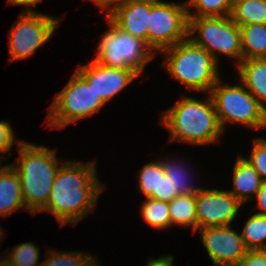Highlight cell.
Instances as JSON below:
<instances>
[{
	"mask_svg": "<svg viewBox=\"0 0 266 266\" xmlns=\"http://www.w3.org/2000/svg\"><path fill=\"white\" fill-rule=\"evenodd\" d=\"M46 207L61 225H76L95 210L105 185L97 178L95 161L86 163L67 160L61 162Z\"/></svg>",
	"mask_w": 266,
	"mask_h": 266,
	"instance_id": "6da1fadb",
	"label": "cell"
},
{
	"mask_svg": "<svg viewBox=\"0 0 266 266\" xmlns=\"http://www.w3.org/2000/svg\"><path fill=\"white\" fill-rule=\"evenodd\" d=\"M19 156L11 166L17 171L27 210L41 212L47 205L54 179L59 170L55 149L19 140Z\"/></svg>",
	"mask_w": 266,
	"mask_h": 266,
	"instance_id": "7a4b0ae2",
	"label": "cell"
},
{
	"mask_svg": "<svg viewBox=\"0 0 266 266\" xmlns=\"http://www.w3.org/2000/svg\"><path fill=\"white\" fill-rule=\"evenodd\" d=\"M161 125L169 130L170 140L191 145L214 143L223 133L210 95L205 102L182 96L163 112Z\"/></svg>",
	"mask_w": 266,
	"mask_h": 266,
	"instance_id": "3957f363",
	"label": "cell"
},
{
	"mask_svg": "<svg viewBox=\"0 0 266 266\" xmlns=\"http://www.w3.org/2000/svg\"><path fill=\"white\" fill-rule=\"evenodd\" d=\"M160 53L167 56L163 64L169 75L188 89L207 94L220 79L219 63L189 38Z\"/></svg>",
	"mask_w": 266,
	"mask_h": 266,
	"instance_id": "277c9868",
	"label": "cell"
},
{
	"mask_svg": "<svg viewBox=\"0 0 266 266\" xmlns=\"http://www.w3.org/2000/svg\"><path fill=\"white\" fill-rule=\"evenodd\" d=\"M93 87L77 72L55 95L48 107L47 124L50 129L62 128L100 111L105 106Z\"/></svg>",
	"mask_w": 266,
	"mask_h": 266,
	"instance_id": "5b68a950",
	"label": "cell"
},
{
	"mask_svg": "<svg viewBox=\"0 0 266 266\" xmlns=\"http://www.w3.org/2000/svg\"><path fill=\"white\" fill-rule=\"evenodd\" d=\"M222 84L219 79L209 92L222 130L227 121L256 130L266 128V111L246 87Z\"/></svg>",
	"mask_w": 266,
	"mask_h": 266,
	"instance_id": "8992f818",
	"label": "cell"
},
{
	"mask_svg": "<svg viewBox=\"0 0 266 266\" xmlns=\"http://www.w3.org/2000/svg\"><path fill=\"white\" fill-rule=\"evenodd\" d=\"M106 19L110 27L98 43L95 60L107 67L133 69L142 74L145 66L156 57L155 52L145 41L127 34L107 16Z\"/></svg>",
	"mask_w": 266,
	"mask_h": 266,
	"instance_id": "52a82bcc",
	"label": "cell"
},
{
	"mask_svg": "<svg viewBox=\"0 0 266 266\" xmlns=\"http://www.w3.org/2000/svg\"><path fill=\"white\" fill-rule=\"evenodd\" d=\"M188 18V38L195 45L210 53L217 63L219 61L218 53L236 59V66L243 60L241 31L230 15ZM196 32H198V36H194Z\"/></svg>",
	"mask_w": 266,
	"mask_h": 266,
	"instance_id": "ba28073f",
	"label": "cell"
},
{
	"mask_svg": "<svg viewBox=\"0 0 266 266\" xmlns=\"http://www.w3.org/2000/svg\"><path fill=\"white\" fill-rule=\"evenodd\" d=\"M189 18L186 2L183 4L164 1L151 2L147 45L153 51L172 47L189 36Z\"/></svg>",
	"mask_w": 266,
	"mask_h": 266,
	"instance_id": "9c48e42d",
	"label": "cell"
},
{
	"mask_svg": "<svg viewBox=\"0 0 266 266\" xmlns=\"http://www.w3.org/2000/svg\"><path fill=\"white\" fill-rule=\"evenodd\" d=\"M9 33V61L30 57L55 32L60 20L52 16L22 9Z\"/></svg>",
	"mask_w": 266,
	"mask_h": 266,
	"instance_id": "30bf717a",
	"label": "cell"
},
{
	"mask_svg": "<svg viewBox=\"0 0 266 266\" xmlns=\"http://www.w3.org/2000/svg\"><path fill=\"white\" fill-rule=\"evenodd\" d=\"M197 229L228 226L243 205L228 190L200 188L195 194Z\"/></svg>",
	"mask_w": 266,
	"mask_h": 266,
	"instance_id": "8fae6325",
	"label": "cell"
},
{
	"mask_svg": "<svg viewBox=\"0 0 266 266\" xmlns=\"http://www.w3.org/2000/svg\"><path fill=\"white\" fill-rule=\"evenodd\" d=\"M215 266H235L248 251L241 234L231 225L197 229Z\"/></svg>",
	"mask_w": 266,
	"mask_h": 266,
	"instance_id": "7c38bea8",
	"label": "cell"
},
{
	"mask_svg": "<svg viewBox=\"0 0 266 266\" xmlns=\"http://www.w3.org/2000/svg\"><path fill=\"white\" fill-rule=\"evenodd\" d=\"M76 71L93 87L105 103L125 89L140 76L133 69H117L104 66L95 59Z\"/></svg>",
	"mask_w": 266,
	"mask_h": 266,
	"instance_id": "4fadbf2b",
	"label": "cell"
},
{
	"mask_svg": "<svg viewBox=\"0 0 266 266\" xmlns=\"http://www.w3.org/2000/svg\"><path fill=\"white\" fill-rule=\"evenodd\" d=\"M151 2L123 1L109 16L118 28L147 43Z\"/></svg>",
	"mask_w": 266,
	"mask_h": 266,
	"instance_id": "5bb4252c",
	"label": "cell"
},
{
	"mask_svg": "<svg viewBox=\"0 0 266 266\" xmlns=\"http://www.w3.org/2000/svg\"><path fill=\"white\" fill-rule=\"evenodd\" d=\"M22 207L27 210L17 171L11 164L0 166V216L8 217Z\"/></svg>",
	"mask_w": 266,
	"mask_h": 266,
	"instance_id": "9a60e30c",
	"label": "cell"
},
{
	"mask_svg": "<svg viewBox=\"0 0 266 266\" xmlns=\"http://www.w3.org/2000/svg\"><path fill=\"white\" fill-rule=\"evenodd\" d=\"M232 179L233 189L229 192L242 204L256 197L264 181L243 155L238 156L234 164Z\"/></svg>",
	"mask_w": 266,
	"mask_h": 266,
	"instance_id": "2e32d148",
	"label": "cell"
},
{
	"mask_svg": "<svg viewBox=\"0 0 266 266\" xmlns=\"http://www.w3.org/2000/svg\"><path fill=\"white\" fill-rule=\"evenodd\" d=\"M236 68L241 83L266 111V58L242 60Z\"/></svg>",
	"mask_w": 266,
	"mask_h": 266,
	"instance_id": "e0dca14e",
	"label": "cell"
},
{
	"mask_svg": "<svg viewBox=\"0 0 266 266\" xmlns=\"http://www.w3.org/2000/svg\"><path fill=\"white\" fill-rule=\"evenodd\" d=\"M243 60L266 58V24L239 26Z\"/></svg>",
	"mask_w": 266,
	"mask_h": 266,
	"instance_id": "ac0fdd59",
	"label": "cell"
},
{
	"mask_svg": "<svg viewBox=\"0 0 266 266\" xmlns=\"http://www.w3.org/2000/svg\"><path fill=\"white\" fill-rule=\"evenodd\" d=\"M230 17L238 26L266 24V0H234Z\"/></svg>",
	"mask_w": 266,
	"mask_h": 266,
	"instance_id": "d6986e66",
	"label": "cell"
},
{
	"mask_svg": "<svg viewBox=\"0 0 266 266\" xmlns=\"http://www.w3.org/2000/svg\"><path fill=\"white\" fill-rule=\"evenodd\" d=\"M170 221L172 226H192L193 233L197 231V216L195 195L184 194L176 196L169 203Z\"/></svg>",
	"mask_w": 266,
	"mask_h": 266,
	"instance_id": "ffe728a7",
	"label": "cell"
},
{
	"mask_svg": "<svg viewBox=\"0 0 266 266\" xmlns=\"http://www.w3.org/2000/svg\"><path fill=\"white\" fill-rule=\"evenodd\" d=\"M163 166L165 169V176L169 178L170 183L172 184L173 189H175L178 195L192 194L195 195L201 187L194 186L190 181L192 177L186 168L185 163L179 162L176 160H165L163 161ZM188 172V173H187Z\"/></svg>",
	"mask_w": 266,
	"mask_h": 266,
	"instance_id": "44dd1931",
	"label": "cell"
},
{
	"mask_svg": "<svg viewBox=\"0 0 266 266\" xmlns=\"http://www.w3.org/2000/svg\"><path fill=\"white\" fill-rule=\"evenodd\" d=\"M248 251L266 250V215L252 214L241 232Z\"/></svg>",
	"mask_w": 266,
	"mask_h": 266,
	"instance_id": "7402d4cb",
	"label": "cell"
},
{
	"mask_svg": "<svg viewBox=\"0 0 266 266\" xmlns=\"http://www.w3.org/2000/svg\"><path fill=\"white\" fill-rule=\"evenodd\" d=\"M141 216L155 229H167L172 226L170 221L169 203L147 198L141 207Z\"/></svg>",
	"mask_w": 266,
	"mask_h": 266,
	"instance_id": "603a6c76",
	"label": "cell"
},
{
	"mask_svg": "<svg viewBox=\"0 0 266 266\" xmlns=\"http://www.w3.org/2000/svg\"><path fill=\"white\" fill-rule=\"evenodd\" d=\"M234 0H188L186 2L188 17H222L229 16ZM196 9L194 14L190 8Z\"/></svg>",
	"mask_w": 266,
	"mask_h": 266,
	"instance_id": "cb8c5ba5",
	"label": "cell"
},
{
	"mask_svg": "<svg viewBox=\"0 0 266 266\" xmlns=\"http://www.w3.org/2000/svg\"><path fill=\"white\" fill-rule=\"evenodd\" d=\"M161 176H165V169L161 161L149 162L143 165L138 172V187L141 193L149 198L151 195H159Z\"/></svg>",
	"mask_w": 266,
	"mask_h": 266,
	"instance_id": "d4e9b609",
	"label": "cell"
},
{
	"mask_svg": "<svg viewBox=\"0 0 266 266\" xmlns=\"http://www.w3.org/2000/svg\"><path fill=\"white\" fill-rule=\"evenodd\" d=\"M44 261L40 266H86L94 257L89 253L80 251L72 252H53L54 250H47ZM50 252V253H49Z\"/></svg>",
	"mask_w": 266,
	"mask_h": 266,
	"instance_id": "484cf974",
	"label": "cell"
},
{
	"mask_svg": "<svg viewBox=\"0 0 266 266\" xmlns=\"http://www.w3.org/2000/svg\"><path fill=\"white\" fill-rule=\"evenodd\" d=\"M10 252L5 253L7 258L14 266H40L39 263L40 251L37 245L31 242H25L20 245L14 246Z\"/></svg>",
	"mask_w": 266,
	"mask_h": 266,
	"instance_id": "4316f807",
	"label": "cell"
},
{
	"mask_svg": "<svg viewBox=\"0 0 266 266\" xmlns=\"http://www.w3.org/2000/svg\"><path fill=\"white\" fill-rule=\"evenodd\" d=\"M253 149L249 158H245L266 181V138H257L253 141Z\"/></svg>",
	"mask_w": 266,
	"mask_h": 266,
	"instance_id": "83f0119b",
	"label": "cell"
},
{
	"mask_svg": "<svg viewBox=\"0 0 266 266\" xmlns=\"http://www.w3.org/2000/svg\"><path fill=\"white\" fill-rule=\"evenodd\" d=\"M15 142V135L12 129V126L7 121H0V153H7L10 152L13 144ZM8 158L4 157L3 155L0 156V163L1 158Z\"/></svg>",
	"mask_w": 266,
	"mask_h": 266,
	"instance_id": "f1b7e54d",
	"label": "cell"
},
{
	"mask_svg": "<svg viewBox=\"0 0 266 266\" xmlns=\"http://www.w3.org/2000/svg\"><path fill=\"white\" fill-rule=\"evenodd\" d=\"M235 266H266V250L247 251Z\"/></svg>",
	"mask_w": 266,
	"mask_h": 266,
	"instance_id": "f546056e",
	"label": "cell"
},
{
	"mask_svg": "<svg viewBox=\"0 0 266 266\" xmlns=\"http://www.w3.org/2000/svg\"><path fill=\"white\" fill-rule=\"evenodd\" d=\"M176 196H178V194L176 193L175 189H173L169 178H166V176H161L159 195H151L149 198L170 203Z\"/></svg>",
	"mask_w": 266,
	"mask_h": 266,
	"instance_id": "4dcf8cb0",
	"label": "cell"
},
{
	"mask_svg": "<svg viewBox=\"0 0 266 266\" xmlns=\"http://www.w3.org/2000/svg\"><path fill=\"white\" fill-rule=\"evenodd\" d=\"M255 198H257L256 200L258 201V212L255 213L259 215H266V181L262 182L261 187L257 191Z\"/></svg>",
	"mask_w": 266,
	"mask_h": 266,
	"instance_id": "1f68e13d",
	"label": "cell"
},
{
	"mask_svg": "<svg viewBox=\"0 0 266 266\" xmlns=\"http://www.w3.org/2000/svg\"><path fill=\"white\" fill-rule=\"evenodd\" d=\"M96 3V6L100 8L101 11L108 10L109 16L122 2L123 0H92ZM104 9V10H102Z\"/></svg>",
	"mask_w": 266,
	"mask_h": 266,
	"instance_id": "d6a6232c",
	"label": "cell"
},
{
	"mask_svg": "<svg viewBox=\"0 0 266 266\" xmlns=\"http://www.w3.org/2000/svg\"><path fill=\"white\" fill-rule=\"evenodd\" d=\"M174 257L172 255H161L158 258H148L146 266H174Z\"/></svg>",
	"mask_w": 266,
	"mask_h": 266,
	"instance_id": "836d02e7",
	"label": "cell"
},
{
	"mask_svg": "<svg viewBox=\"0 0 266 266\" xmlns=\"http://www.w3.org/2000/svg\"><path fill=\"white\" fill-rule=\"evenodd\" d=\"M43 0H8V4L10 5H25L26 11H33L32 9L37 6L39 2ZM33 7V8H32Z\"/></svg>",
	"mask_w": 266,
	"mask_h": 266,
	"instance_id": "e575fe53",
	"label": "cell"
},
{
	"mask_svg": "<svg viewBox=\"0 0 266 266\" xmlns=\"http://www.w3.org/2000/svg\"><path fill=\"white\" fill-rule=\"evenodd\" d=\"M0 259V266H14L7 258Z\"/></svg>",
	"mask_w": 266,
	"mask_h": 266,
	"instance_id": "d590c367",
	"label": "cell"
},
{
	"mask_svg": "<svg viewBox=\"0 0 266 266\" xmlns=\"http://www.w3.org/2000/svg\"><path fill=\"white\" fill-rule=\"evenodd\" d=\"M96 258L94 257L86 266H99V260H95ZM97 261V262H96Z\"/></svg>",
	"mask_w": 266,
	"mask_h": 266,
	"instance_id": "8d00e7d4",
	"label": "cell"
},
{
	"mask_svg": "<svg viewBox=\"0 0 266 266\" xmlns=\"http://www.w3.org/2000/svg\"><path fill=\"white\" fill-rule=\"evenodd\" d=\"M123 1H141V2H152V3H155V2H158L160 0H123Z\"/></svg>",
	"mask_w": 266,
	"mask_h": 266,
	"instance_id": "74e56055",
	"label": "cell"
},
{
	"mask_svg": "<svg viewBox=\"0 0 266 266\" xmlns=\"http://www.w3.org/2000/svg\"><path fill=\"white\" fill-rule=\"evenodd\" d=\"M3 228L0 227V239H2Z\"/></svg>",
	"mask_w": 266,
	"mask_h": 266,
	"instance_id": "f35d334b",
	"label": "cell"
}]
</instances>
